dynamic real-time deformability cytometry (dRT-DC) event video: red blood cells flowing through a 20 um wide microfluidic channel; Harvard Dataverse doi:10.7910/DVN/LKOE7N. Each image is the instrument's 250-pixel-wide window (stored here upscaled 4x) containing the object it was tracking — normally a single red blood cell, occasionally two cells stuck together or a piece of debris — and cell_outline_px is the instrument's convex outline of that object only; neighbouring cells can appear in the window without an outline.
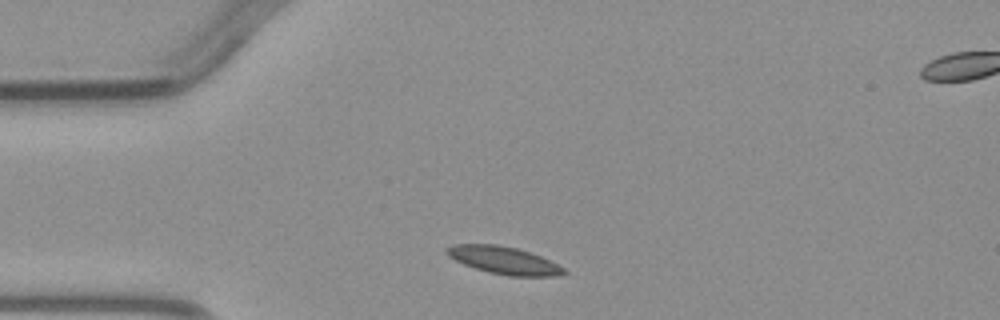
{"species": "common noctule bat (a hibernating species)", "species_latin": "Nyctalus noctula", "temperature_condition": "warm", "stored_images_in_passage": 2, "camera_frame_rate_fps": 3000, "um_per_image_px": 0.085, "animal": {"sex": "male", "body_mass_g": 23.1, "forearm_length_mm": 52.7}, "frame": {"image": 1, "passage_image": 1, "time_ms": 0.0, "image_size_px": [1000, 320], "cell_outline_px": [[568, 272], [556, 276], [508, 276], [488, 272], [464, 264], [448, 256], [444, 252], [444, 248], [452, 244], [496, 244], [516, 248], [540, 256], [564, 268]], "centroid_in_image_um": [42.78, 22.12], "position_along_channel_um": 42.2, "area_um2": 18.67}}